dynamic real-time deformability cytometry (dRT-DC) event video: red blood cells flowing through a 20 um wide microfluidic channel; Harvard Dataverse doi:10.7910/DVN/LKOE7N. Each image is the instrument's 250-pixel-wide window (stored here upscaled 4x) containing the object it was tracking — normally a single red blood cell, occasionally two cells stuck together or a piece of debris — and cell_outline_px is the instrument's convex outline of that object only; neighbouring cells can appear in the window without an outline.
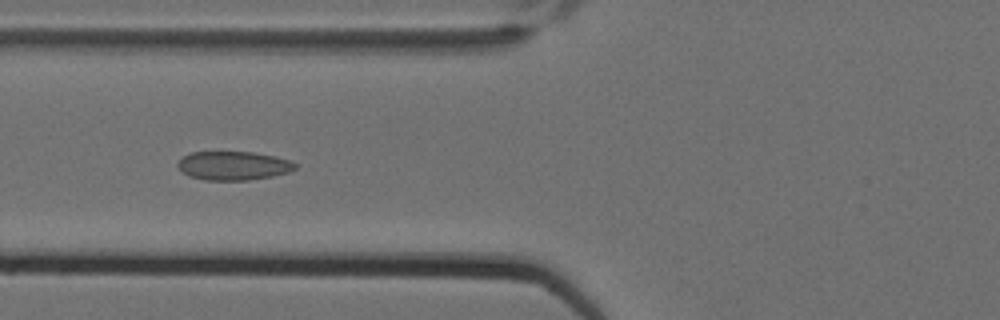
{"species": "Egyptian fruit bat (a non-hibernating species)", "species_latin": "Rousettus aegyptiacus", "temperature_condition": "cold", "stored_images_in_passage": 9, "camera_frame_rate_fps": 3000, "um_per_image_px": 0.085, "animal": {"sex": "female"}, "frame": {"image": 1, "passage_image": 7, "time_ms": 2.0, "image_size_px": [1000, 320], "cell_outline_px": [[296, 168], [288, 172], [272, 176], [248, 180], [204, 180], [188, 176], [176, 164], [184, 156], [192, 152], [252, 152], [276, 156], [288, 160], [296, 164]], "centroid_in_image_um": [19.84, 14.08], "position_along_channel_um": 106.0, "area_um2": 19.54}}